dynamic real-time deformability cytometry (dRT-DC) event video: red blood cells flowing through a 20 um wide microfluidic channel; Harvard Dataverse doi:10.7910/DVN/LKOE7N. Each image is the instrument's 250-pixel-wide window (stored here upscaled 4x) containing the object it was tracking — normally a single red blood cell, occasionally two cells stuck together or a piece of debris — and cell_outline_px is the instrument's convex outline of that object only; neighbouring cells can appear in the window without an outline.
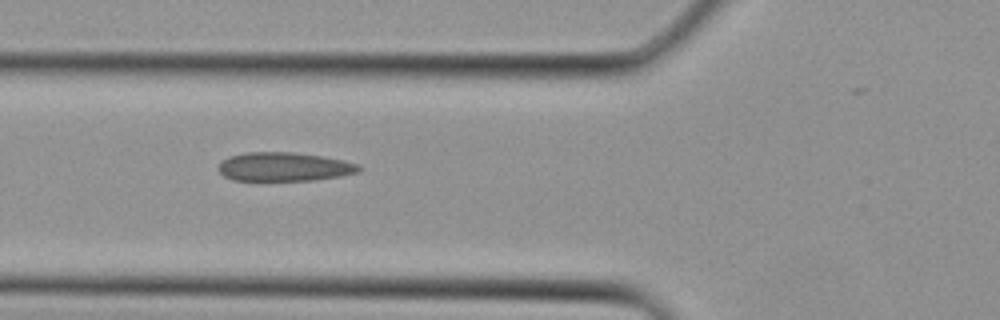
{"species": "Egyptian fruit bat (a non-hibernating species)", "species_latin": "Rousettus aegyptiacus", "temperature_condition": "cold", "stored_images_in_passage": 4, "camera_frame_rate_fps": 3000, "um_per_image_px": 0.085, "animal": {"sex": "female"}, "frame": {"image": 1, "passage_image": 3, "time_ms": 0.667, "image_size_px": [1000, 320], "cell_outline_px": [[364, 168], [360, 172], [340, 176], [312, 180], [232, 180], [224, 176], [216, 168], [224, 160], [232, 156], [244, 152], [292, 152], [320, 156], [360, 164]], "centroid_in_image_um": [24.17, 14.18], "position_along_channel_um": 101.6, "area_um2": 23.47}}